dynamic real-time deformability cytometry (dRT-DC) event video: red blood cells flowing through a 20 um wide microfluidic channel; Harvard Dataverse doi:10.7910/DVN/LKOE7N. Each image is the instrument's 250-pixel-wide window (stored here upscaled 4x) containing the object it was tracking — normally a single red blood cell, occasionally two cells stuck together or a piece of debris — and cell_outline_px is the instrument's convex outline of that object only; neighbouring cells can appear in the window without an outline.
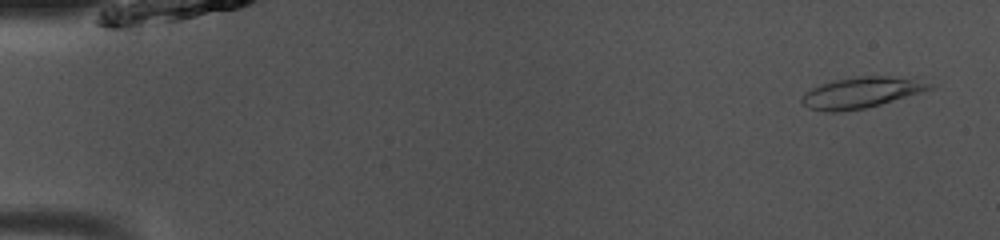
{"species": "common noctule bat (a hibernating species)", "species_latin": "Nyctalus noctula", "temperature_condition": "room temperature", "stored_images_in_passage": 4, "camera_frame_rate_fps": 3000, "um_per_image_px": 0.085, "animal": {"sex": "male", "body_mass_g": 13.0, "forearm_length_mm": 53.1}, "frame": {"image": 1, "passage_image": 3, "time_ms": 0.667, "image_size_px": [1000, 240], "cell_outline_px": [[936, 88], [880, 104], [864, 108], [836, 112], [828, 112], [808, 108], [800, 100], [812, 88], [836, 80], [856, 76], [888, 76], [936, 84]], "centroid_in_image_um": [73.23, 7.88], "position_along_channel_um": 11.8, "area_um2": 22.43}}